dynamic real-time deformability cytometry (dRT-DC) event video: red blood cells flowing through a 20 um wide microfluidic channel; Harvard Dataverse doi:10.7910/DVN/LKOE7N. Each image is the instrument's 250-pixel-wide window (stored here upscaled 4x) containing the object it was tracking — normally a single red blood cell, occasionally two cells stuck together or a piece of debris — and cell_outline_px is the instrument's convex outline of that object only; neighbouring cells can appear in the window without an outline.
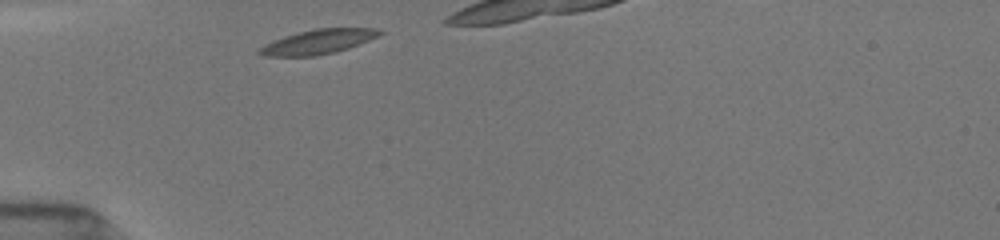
{"species": "common noctule bat (a hibernating species)", "species_latin": "Nyctalus noctula", "temperature_condition": "room temperature", "stored_images_in_passage": 4, "camera_frame_rate_fps": 3000, "um_per_image_px": 0.085, "animal": {"sex": "female", "body_mass_g": 19.5, "forearm_length_mm": 54.1}, "frame": {"image": 1, "passage_image": 1, "time_ms": 0.0, "image_size_px": [1000, 240], "cell_outline_px": [[384, 32], [368, 40], [348, 48], [332, 52], [312, 56], [268, 56], [256, 52], [264, 44], [284, 36], [316, 28], [376, 28]], "centroid_in_image_um": [27.02, 3.54], "position_along_channel_um": 58.0, "area_um2": 16.76}}